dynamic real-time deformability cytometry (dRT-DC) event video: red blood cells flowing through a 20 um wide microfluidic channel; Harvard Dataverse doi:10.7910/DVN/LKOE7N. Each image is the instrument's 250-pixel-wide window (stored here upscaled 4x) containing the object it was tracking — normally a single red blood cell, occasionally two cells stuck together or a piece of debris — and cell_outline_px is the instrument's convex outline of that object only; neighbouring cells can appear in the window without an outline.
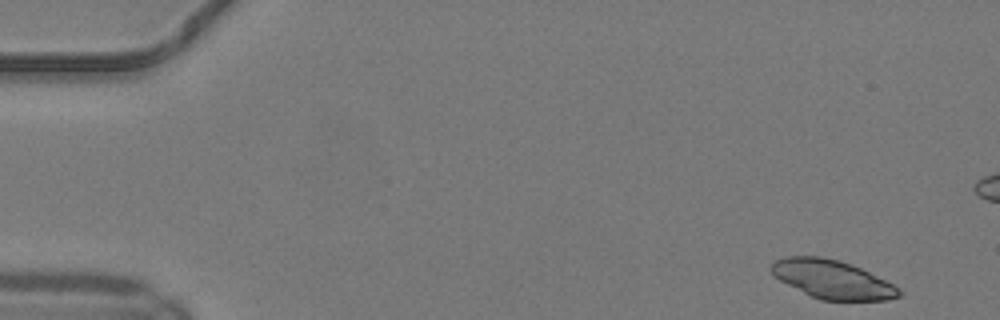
{"species": "common noctule bat (a hibernating species)", "species_latin": "Nyctalus noctula", "temperature_condition": "warm", "stored_images_in_passage": 49, "camera_frame_rate_fps": 3000, "um_per_image_px": 0.085, "animal": {"sex": "male", "body_mass_g": 19.2, "forearm_length_mm": 51.8}, "frame": {"image": 1, "passage_image": 2, "time_ms": 0.333, "image_size_px": [1000, 320], "cell_outline_px": [[900, 296], [888, 300], [820, 300], [780, 280], [768, 268], [776, 260], [784, 256], [820, 256], [840, 260], [860, 268], [892, 284], [900, 292]], "centroid_in_image_um": [70.71, 23.73], "position_along_channel_um": 14.3, "area_um2": 28.15}}